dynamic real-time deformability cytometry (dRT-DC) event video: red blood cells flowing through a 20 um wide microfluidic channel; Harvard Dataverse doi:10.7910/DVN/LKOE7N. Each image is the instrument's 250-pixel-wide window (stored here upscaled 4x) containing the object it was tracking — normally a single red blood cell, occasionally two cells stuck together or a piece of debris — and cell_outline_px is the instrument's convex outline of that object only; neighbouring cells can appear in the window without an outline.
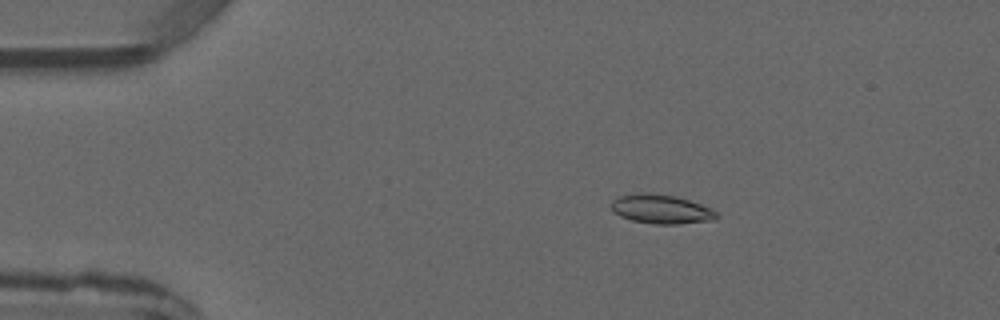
{"species": "common noctule bat (a hibernating species)", "species_latin": "Nyctalus noctula", "temperature_condition": "warm", "stored_images_in_passage": 5, "camera_frame_rate_fps": 3000, "um_per_image_px": 0.085, "animal": {"sex": "male", "forearm_length_mm": 52.5}, "frame": {"image": 1, "passage_image": 3, "time_ms": 2.333, "image_size_px": [1000, 320], "cell_outline_px": [[720, 216], [716, 220], [676, 224], [656, 224], [632, 220], [620, 216], [612, 212], [612, 200], [620, 196], [644, 192], [648, 192], [676, 196], [700, 204], [716, 212]], "centroid_in_image_um": [56.2, 17.78], "position_along_channel_um": 28.8, "area_um2": 17.8}}
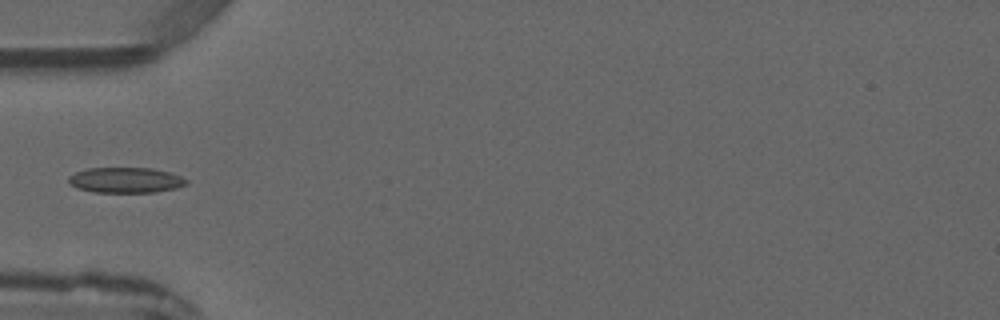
{"frame": {"image": 2, "passage_image": 5, "time_ms": 4.667, "image_size_px": [1000, 320], "cell_outline_px": [[188, 184], [176, 188], [156, 192], [96, 192], [80, 188], [72, 184], [68, 180], [68, 176], [76, 172], [88, 168], [152, 168], [168, 172], [180, 176], [188, 180]], "centroid_in_image_um": [10.72, 15.3], "position_along_channel_um": 74.3, "area_um2": 17.28}}